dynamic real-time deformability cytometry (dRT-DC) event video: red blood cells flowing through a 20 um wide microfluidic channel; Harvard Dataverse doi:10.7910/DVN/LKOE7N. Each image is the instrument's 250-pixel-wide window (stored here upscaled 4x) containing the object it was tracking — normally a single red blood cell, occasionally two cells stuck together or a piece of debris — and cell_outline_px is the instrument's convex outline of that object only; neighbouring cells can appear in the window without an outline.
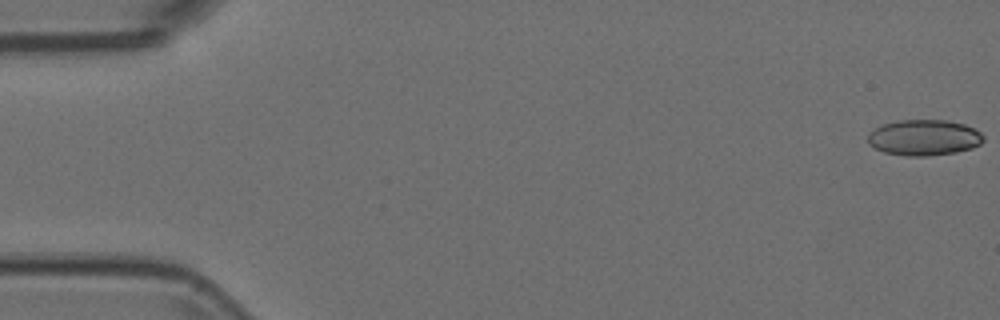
{"species": "Egyptian fruit bat (a non-hibernating species)", "species_latin": "Rousettus aegyptiacus", "temperature_condition": "room temperature", "stored_images_in_passage": 54, "camera_frame_rate_fps": 3000, "um_per_image_px": 0.085, "animal": {"sex": "female"}, "frame": {"image": 1, "passage_image": 1, "time_ms": 0.0, "image_size_px": [1000, 320], "cell_outline_px": [[984, 140], [980, 144], [972, 148], [956, 152], [928, 156], [908, 156], [884, 152], [868, 144], [868, 132], [872, 128], [880, 124], [900, 120], [948, 120], [964, 124], [980, 132], [984, 136]], "centroid_in_image_um": [78.51, 11.69], "position_along_channel_um": 6.5, "area_um2": 24.33}}
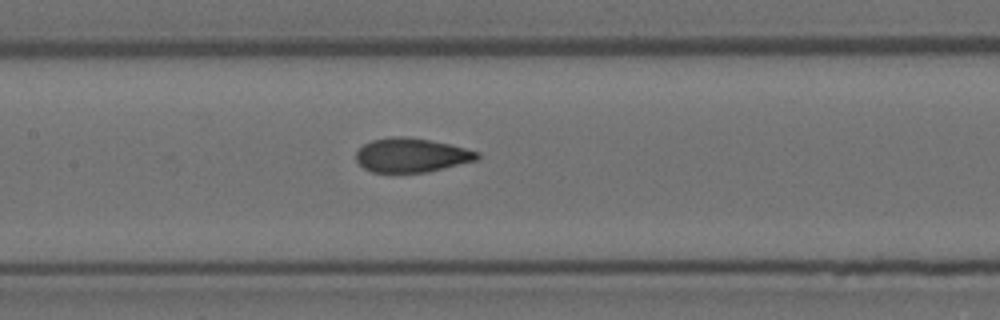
{"frame": {"image": 2, "passage_image": 26, "time_ms": 8.333, "image_size_px": [1000, 320], "cell_outline_px": [[480, 156], [476, 160], [428, 172], [372, 172], [364, 168], [356, 160], [356, 152], [364, 144], [372, 140], [392, 136], [404, 136], [428, 140], [448, 144], [480, 152]], "centroid_in_image_um": [34.96, 13.19], "position_along_channel_um": 172.4, "area_um2": 23.87}}
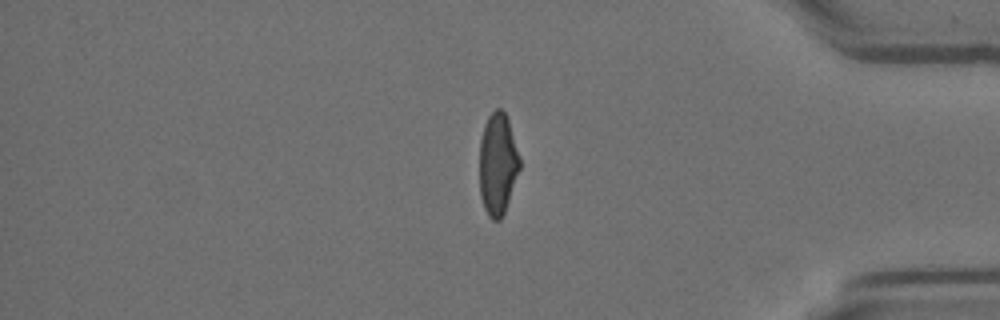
{"frame": {"image": 3, "passage_image": 46, "time_ms": 15.0, "image_size_px": [1000, 320], "cell_outline_px": [[520, 168], [504, 212], [500, 220], [492, 220], [488, 216], [484, 208], [480, 196], [480, 140], [484, 124], [488, 116], [496, 108], [500, 108], [504, 112], [508, 120], [520, 160]], "centroid_in_image_um": [42.29, 13.95], "position_along_channel_um": 392.9, "area_um2": 23.64}}